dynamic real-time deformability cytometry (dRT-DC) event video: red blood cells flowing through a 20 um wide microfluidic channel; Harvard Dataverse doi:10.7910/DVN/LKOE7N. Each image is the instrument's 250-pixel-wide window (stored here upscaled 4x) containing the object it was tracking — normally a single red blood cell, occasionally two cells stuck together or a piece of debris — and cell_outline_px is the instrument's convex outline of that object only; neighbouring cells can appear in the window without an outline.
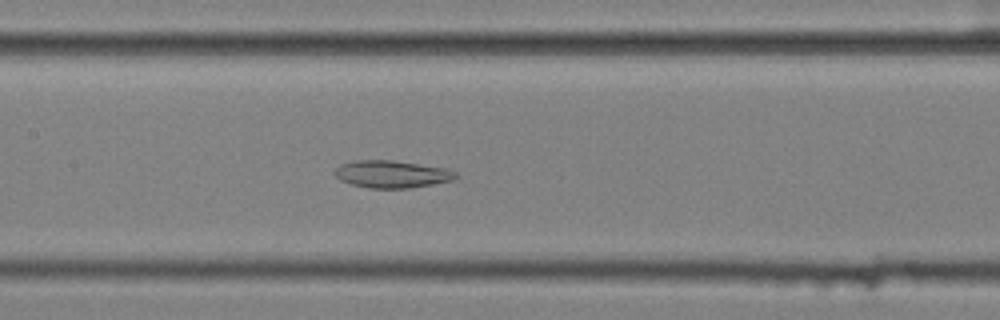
{"species": "common noctule bat (a hibernating species)", "species_latin": "Nyctalus noctula", "temperature_condition": "cold", "stored_images_in_passage": 57, "segment_of_instrument_passage": [2, 2], "camera_frame_rate_fps": 3000, "um_per_image_px": 0.085, "animal": {"sex": "female", "body_mass_g": 25.1}, "frame": {"image": 1, "passage_image": 28, "time_ms": 9.0, "image_size_px": [1000, 320], "cell_outline_px": [[460, 176], [452, 180], [412, 188], [368, 188], [352, 184], [340, 180], [332, 172], [340, 164], [356, 160], [392, 160], [444, 168], [456, 172]], "centroid_in_image_um": [33.28, 14.8], "position_along_channel_um": 174.1, "area_um2": 19.25}}
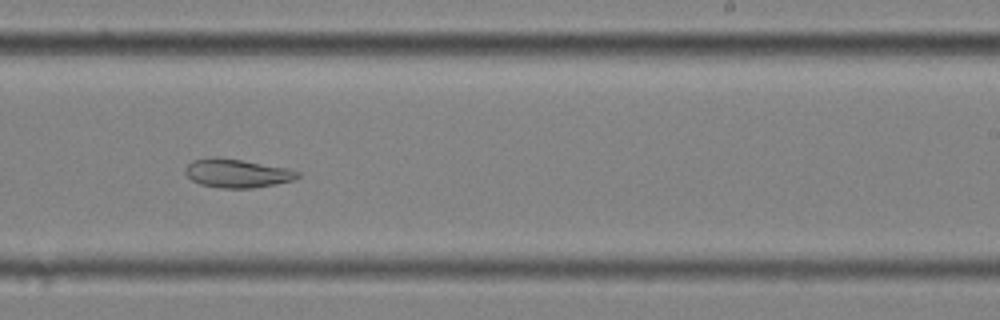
{"frame": {"image": 2, "passage_image": 36, "time_ms": 11.667, "image_size_px": [1000, 320], "cell_outline_px": [[300, 176], [292, 180], [276, 184], [252, 188], [220, 188], [200, 184], [192, 180], [184, 172], [184, 168], [192, 160], [212, 156], [240, 160], [288, 168], [300, 172]], "centroid_in_image_um": [20.12, 14.72], "position_along_channel_um": 268.9, "area_um2": 18.73}}
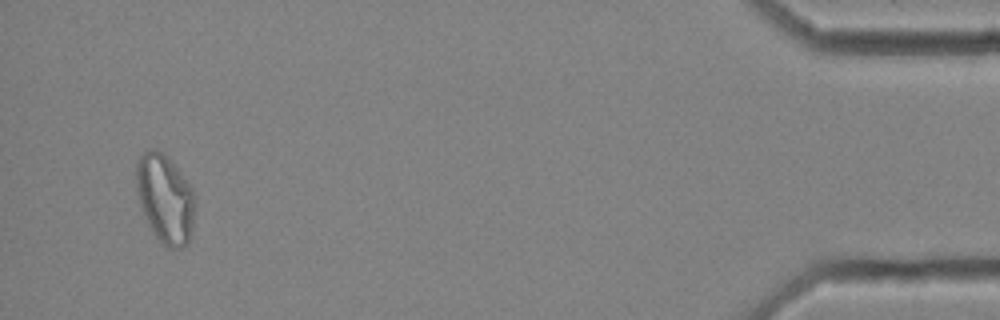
{"frame": {"image": 3, "passage_image": 55, "time_ms": 18.0, "image_size_px": [1000, 320], "cell_outline_px": [[192, 228], [188, 244], [180, 248], [168, 248], [152, 232], [140, 208], [136, 188], [136, 164], [140, 156], [144, 152], [152, 148], [156, 148], [176, 168], [192, 188]], "centroid_in_image_um": [13.98, 16.91], "position_along_channel_um": 421.2, "area_um2": 29.65}}